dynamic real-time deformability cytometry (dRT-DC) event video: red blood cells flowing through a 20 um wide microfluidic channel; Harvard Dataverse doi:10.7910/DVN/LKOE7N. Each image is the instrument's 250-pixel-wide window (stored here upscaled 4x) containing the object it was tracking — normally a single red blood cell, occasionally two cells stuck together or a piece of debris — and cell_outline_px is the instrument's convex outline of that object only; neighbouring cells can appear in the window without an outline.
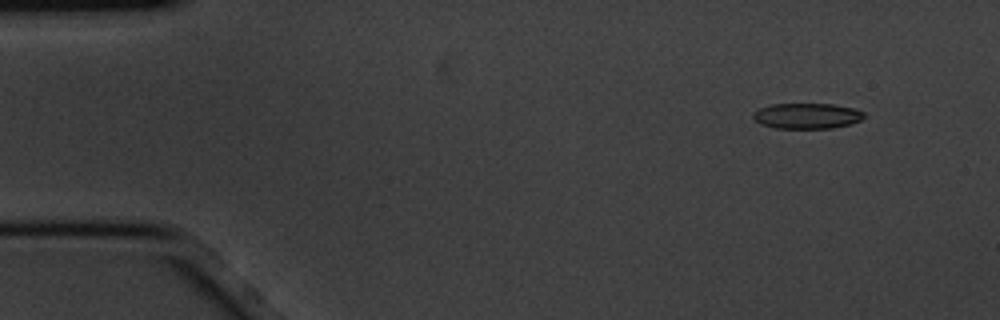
{"species": "common noctule bat (a hibernating species)", "species_latin": "Nyctalus noctula", "temperature_condition": "cold", "stored_images_in_passage": 3, "camera_frame_rate_fps": 3000, "um_per_image_px": 0.085, "animal": {"sex": "male", "body_mass_g": 20.1, "forearm_length_mm": 53.5}, "frame": {"image": 1, "passage_image": 1, "time_ms": 0.0, "image_size_px": [1000, 320], "cell_outline_px": [[864, 116], [860, 120], [852, 124], [832, 128], [776, 128], [760, 124], [752, 116], [752, 112], [760, 108], [772, 104], [832, 104], [856, 108], [864, 112]], "centroid_in_image_um": [68.6, 9.85], "position_along_channel_um": 16.4, "area_um2": 16.59}}